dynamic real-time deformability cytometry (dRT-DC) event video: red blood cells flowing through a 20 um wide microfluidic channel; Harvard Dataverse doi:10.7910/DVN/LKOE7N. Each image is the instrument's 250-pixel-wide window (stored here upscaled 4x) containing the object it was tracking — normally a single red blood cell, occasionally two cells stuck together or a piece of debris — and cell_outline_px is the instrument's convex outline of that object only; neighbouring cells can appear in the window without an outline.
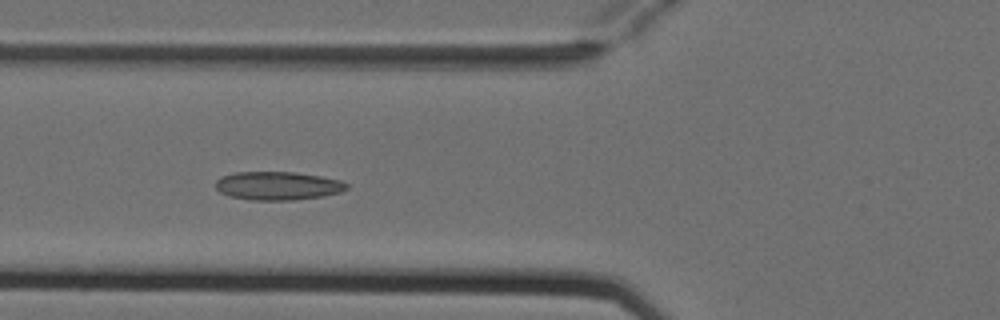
{"species": "Egyptian fruit bat (a non-hibernating species)", "species_latin": "Rousettus aegyptiacus", "temperature_condition": "cold", "stored_images_in_passage": 6, "camera_frame_rate_fps": 3000, "um_per_image_px": 0.085, "animal": {"sex": "female"}, "frame": {"image": 1, "passage_image": 6, "time_ms": 1.667, "image_size_px": [1000, 320], "cell_outline_px": [[348, 188], [340, 192], [324, 196], [296, 200], [248, 200], [228, 196], [220, 192], [216, 188], [216, 180], [220, 176], [236, 172], [296, 172], [320, 176], [340, 180], [348, 184]], "centroid_in_image_um": [23.59, 15.79], "position_along_channel_um": 102.2, "area_um2": 21.91}}